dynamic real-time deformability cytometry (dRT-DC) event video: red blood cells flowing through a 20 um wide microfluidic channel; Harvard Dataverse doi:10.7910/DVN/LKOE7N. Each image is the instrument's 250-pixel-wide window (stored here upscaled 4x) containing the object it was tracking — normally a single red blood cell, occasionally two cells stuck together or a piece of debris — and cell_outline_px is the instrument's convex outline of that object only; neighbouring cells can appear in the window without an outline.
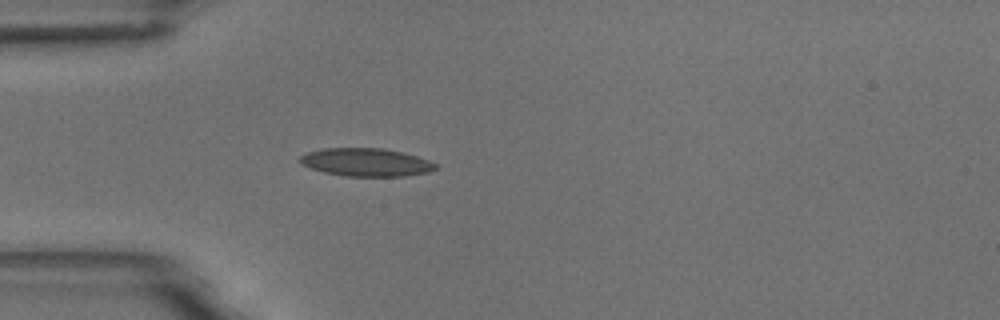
{"species": "common noctule bat (a hibernating species)", "species_latin": "Nyctalus noctula", "temperature_condition": "room temperature", "stored_images_in_passage": 5, "camera_frame_rate_fps": 3000, "um_per_image_px": 0.085, "animal": {"sex": "male", "body_mass_g": 18.8}, "frame": {"image": 1, "passage_image": 5, "time_ms": 4.333, "image_size_px": [1000, 320], "cell_outline_px": [[440, 168], [428, 172], [404, 176], [344, 176], [324, 172], [312, 168], [304, 164], [300, 160], [300, 156], [308, 152], [324, 148], [384, 148], [416, 156], [428, 160], [436, 164]], "centroid_in_image_um": [31.15, 13.79], "position_along_channel_um": 53.8, "area_um2": 21.96}}